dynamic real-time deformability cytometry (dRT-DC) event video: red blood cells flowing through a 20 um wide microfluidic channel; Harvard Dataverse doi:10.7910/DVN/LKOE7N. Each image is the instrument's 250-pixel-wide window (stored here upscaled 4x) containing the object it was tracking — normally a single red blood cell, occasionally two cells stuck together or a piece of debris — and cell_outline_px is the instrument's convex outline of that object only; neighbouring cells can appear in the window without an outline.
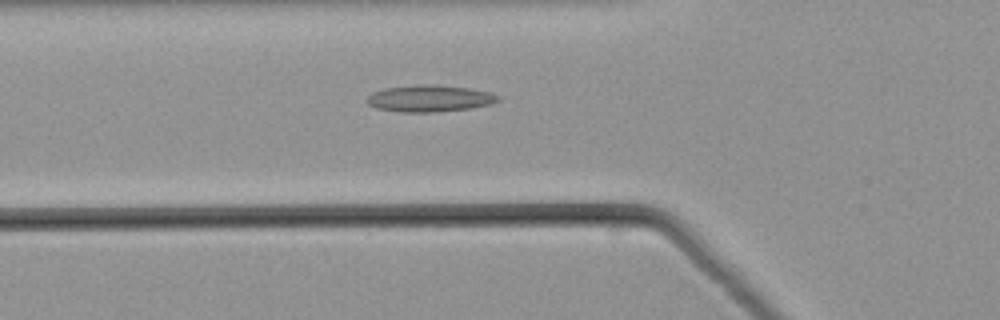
{"species": "common noctule bat (a hibernating species)", "species_latin": "Nyctalus noctula", "temperature_condition": "warm", "stored_images_in_passage": 37, "camera_frame_rate_fps": 3000, "um_per_image_px": 0.085, "animal": {"sex": "male", "body_mass_g": 21.5, "forearm_length_mm": 52.0}, "frame": {"image": 1, "passage_image": 5, "time_ms": 1.333, "image_size_px": [1000, 320], "cell_outline_px": [[500, 100], [488, 104], [472, 108], [436, 112], [400, 112], [376, 108], [368, 104], [368, 96], [372, 92], [384, 88], [416, 84], [432, 84], [468, 88], [488, 92], [500, 96]], "centroid_in_image_um": [36.49, 8.36], "position_along_channel_um": 89.3, "area_um2": 20.4}}
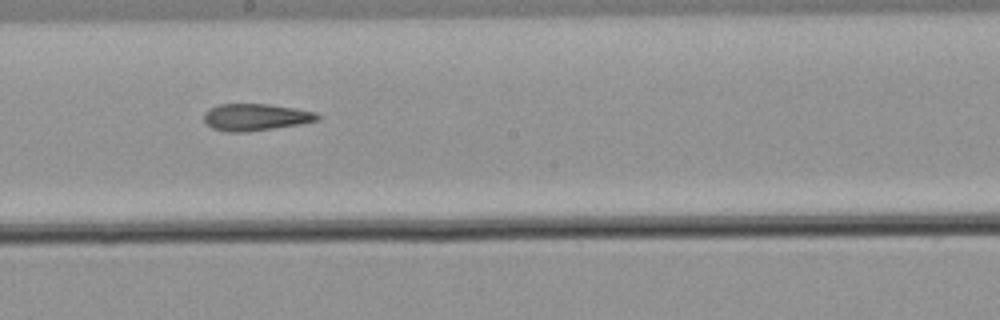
{"frame": {"image": 2, "passage_image": 15, "time_ms": 4.667, "image_size_px": [1000, 320], "cell_outline_px": [[324, 116], [320, 120], [300, 124], [244, 132], [228, 132], [212, 128], [204, 120], [204, 112], [208, 108], [216, 104], [268, 104], [296, 108], [316, 112]], "centroid_in_image_um": [21.76, 9.94], "position_along_channel_um": 226.4, "area_um2": 17.98}}
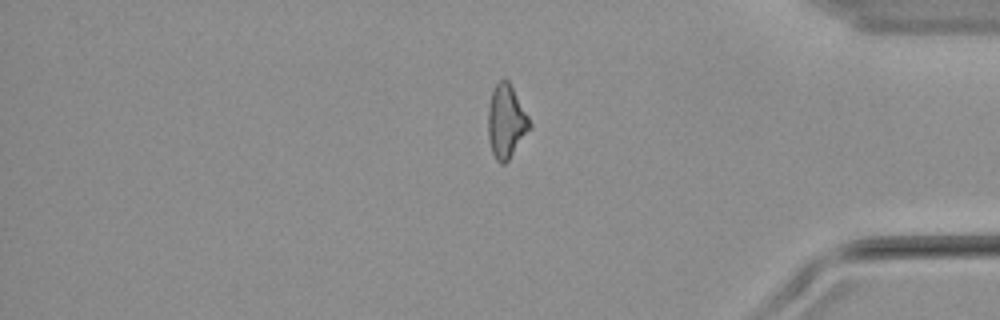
{"frame": {"image": 3, "passage_image": 29, "time_ms": 9.333, "image_size_px": [1000, 320], "cell_outline_px": [[532, 128], [508, 160], [504, 164], [500, 164], [496, 160], [492, 152], [488, 140], [488, 108], [492, 92], [496, 84], [500, 80], [508, 80], [528, 116], [532, 124]], "centroid_in_image_um": [43.03, 10.36], "position_along_channel_um": 392.2, "area_um2": 17.74}}